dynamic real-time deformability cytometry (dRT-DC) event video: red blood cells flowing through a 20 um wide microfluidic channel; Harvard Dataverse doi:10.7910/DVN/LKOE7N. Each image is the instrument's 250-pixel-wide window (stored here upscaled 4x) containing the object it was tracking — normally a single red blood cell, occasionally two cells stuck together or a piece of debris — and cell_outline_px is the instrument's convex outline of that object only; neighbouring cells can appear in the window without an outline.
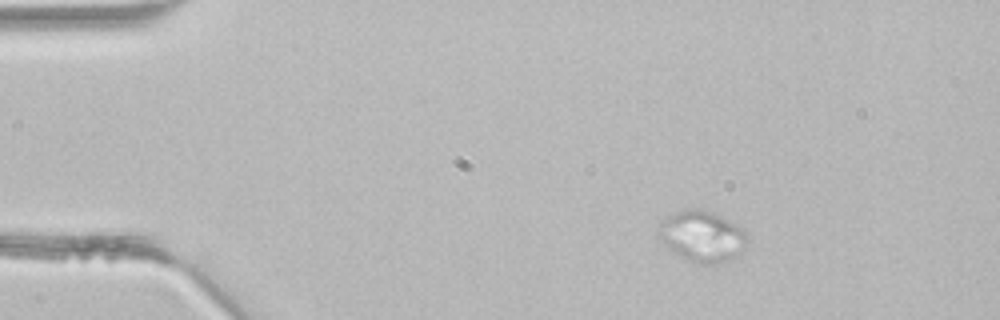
{"species": "common noctule bat (a hibernating species)", "species_latin": "Nyctalus noctula", "temperature_condition": "room temperature", "stored_images_in_passage": 22, "camera_frame_rate_fps": 3000, "um_per_image_px": 0.085, "animal": {"sex": "male", "body_mass_g": 21.5, "forearm_length_mm": 52.0}, "frame": {"image": 1, "passage_image": 3, "time_ms": 0.667, "image_size_px": [1000, 320], "cell_outline_px": [[748, 240], [740, 256], [728, 260], [712, 264], [696, 264], [680, 256], [664, 244], [656, 236], [660, 220], [684, 208], [704, 208], [728, 220], [740, 228], [748, 236]], "centroid_in_image_um": [59.65, 20.08], "position_along_channel_um": 25.3, "area_um2": 26.65}}
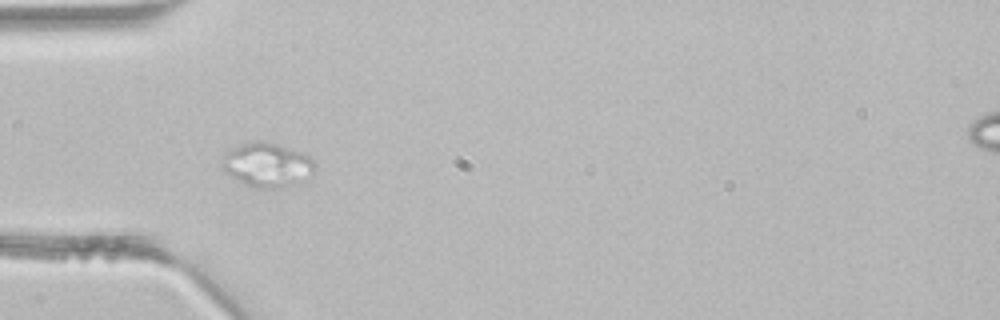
{"frame": {"image": 2, "passage_image": 10, "time_ms": 3.0, "image_size_px": [1000, 320], "cell_outline_px": [[316, 168], [312, 172], [292, 184], [280, 188], [256, 188], [244, 184], [236, 180], [224, 172], [220, 168], [220, 156], [228, 148], [236, 144], [256, 140], [276, 144], [300, 152], [308, 156], [316, 164]], "centroid_in_image_um": [22.56, 13.99], "position_along_channel_um": 62.4, "area_um2": 24.1}}